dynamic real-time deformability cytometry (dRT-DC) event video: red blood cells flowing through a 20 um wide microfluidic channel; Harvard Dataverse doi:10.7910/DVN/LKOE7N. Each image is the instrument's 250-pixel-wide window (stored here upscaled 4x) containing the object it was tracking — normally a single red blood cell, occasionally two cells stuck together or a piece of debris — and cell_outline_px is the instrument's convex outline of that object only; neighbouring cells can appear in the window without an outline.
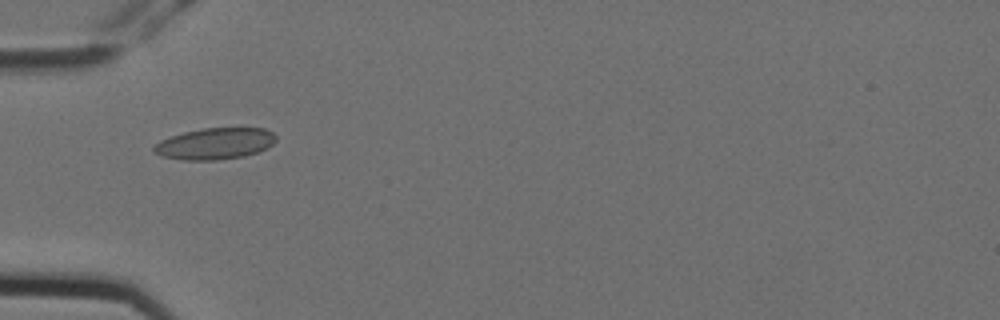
{"species": "Egyptian fruit bat (a non-hibernating species)", "species_latin": "Rousettus aegyptiacus", "temperature_condition": "cold", "stored_images_in_passage": 9, "camera_frame_rate_fps": 3000, "um_per_image_px": 0.085, "animal": {"sex": "female"}, "frame": {"image": 1, "passage_image": 6, "time_ms": 1.667, "image_size_px": [1000, 320], "cell_outline_px": [[276, 140], [268, 148], [244, 156], [216, 160], [184, 160], [160, 156], [152, 152], [152, 148], [160, 140], [184, 132], [204, 128], [264, 128], [272, 132], [276, 136]], "centroid_in_image_um": [18.26, 12.21], "position_along_channel_um": 66.7, "area_um2": 22.37}}
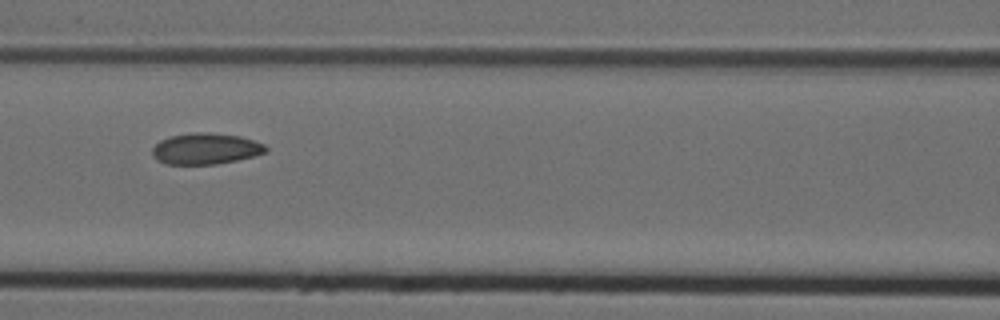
{"frame": {"image": 2, "passage_image": 8, "time_ms": 2.333, "image_size_px": [1000, 320], "cell_outline_px": [[268, 152], [236, 160], [216, 164], [164, 164], [156, 160], [152, 156], [152, 148], [160, 140], [172, 136], [192, 132], [208, 132], [240, 136], [264, 144], [268, 148]], "centroid_in_image_um": [17.46, 12.64], "position_along_channel_um": 149.1, "area_um2": 20.63}}
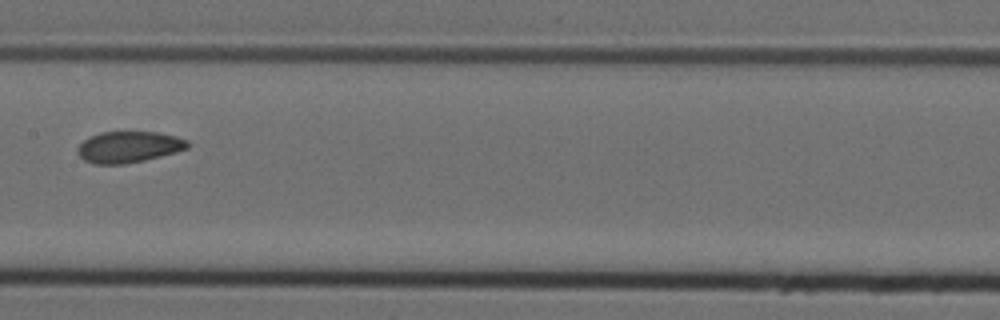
{"frame": {"image": 3, "passage_image": 9, "time_ms": 2.667, "image_size_px": [1000, 320], "cell_outline_px": [[188, 148], [176, 152], [144, 160], [124, 164], [96, 164], [84, 160], [76, 152], [76, 148], [88, 136], [100, 132], [156, 132], [176, 136], [188, 140]], "centroid_in_image_um": [10.91, 12.49], "position_along_channel_um": 196.5, "area_um2": 20.06}}